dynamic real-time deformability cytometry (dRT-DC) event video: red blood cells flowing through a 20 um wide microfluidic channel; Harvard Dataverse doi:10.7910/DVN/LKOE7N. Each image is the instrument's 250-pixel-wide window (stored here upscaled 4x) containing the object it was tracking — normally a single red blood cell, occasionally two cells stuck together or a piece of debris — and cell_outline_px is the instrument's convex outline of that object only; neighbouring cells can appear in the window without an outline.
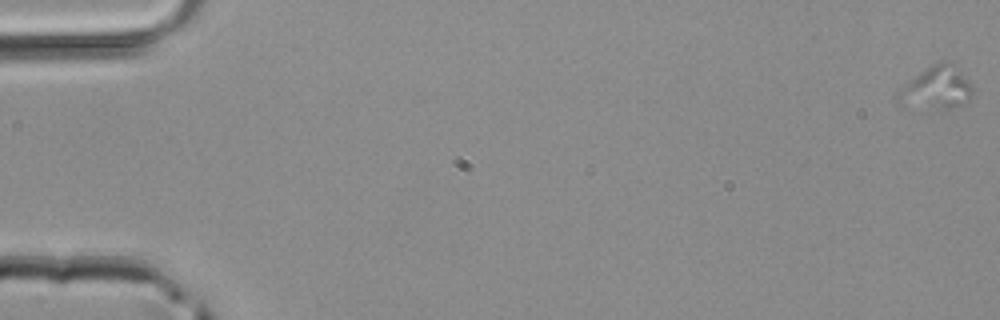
{"species": "common noctule bat (a hibernating species)", "species_latin": "Nyctalus noctula", "temperature_condition": "room temperature", "stored_images_in_passage": 4, "camera_frame_rate_fps": 3000, "um_per_image_px": 0.085, "animal": {"sex": "male", "body_mass_g": 20.4}, "frame": {"image": 1, "passage_image": 1, "time_ms": 0.0, "image_size_px": [1000, 320], "cell_outline_px": [[972, 96], [968, 100], [960, 104], [940, 112], [900, 92], [900, 88], [916, 76], [928, 68], [944, 60], [948, 60], [960, 72], [972, 88]], "centroid_in_image_um": [79.83, 7.4], "position_along_channel_um": 5.2, "area_um2": 16.3}}
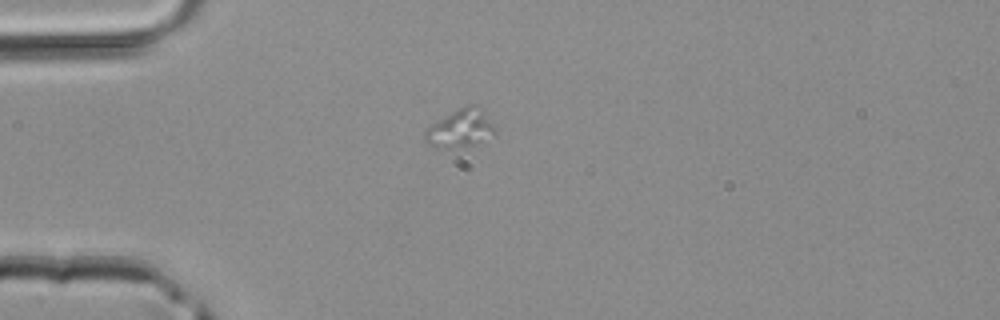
{"frame": {"image": 2, "passage_image": 3, "time_ms": 0.667, "image_size_px": [1000, 320], "cell_outline_px": [[496, 136], [480, 144], [468, 148], [440, 148], [428, 144], [424, 140], [424, 132], [432, 124], [452, 112], [468, 104], [480, 104], [496, 128]], "centroid_in_image_um": [39.22, 10.95], "position_along_channel_um": 45.8, "area_um2": 16.18}}